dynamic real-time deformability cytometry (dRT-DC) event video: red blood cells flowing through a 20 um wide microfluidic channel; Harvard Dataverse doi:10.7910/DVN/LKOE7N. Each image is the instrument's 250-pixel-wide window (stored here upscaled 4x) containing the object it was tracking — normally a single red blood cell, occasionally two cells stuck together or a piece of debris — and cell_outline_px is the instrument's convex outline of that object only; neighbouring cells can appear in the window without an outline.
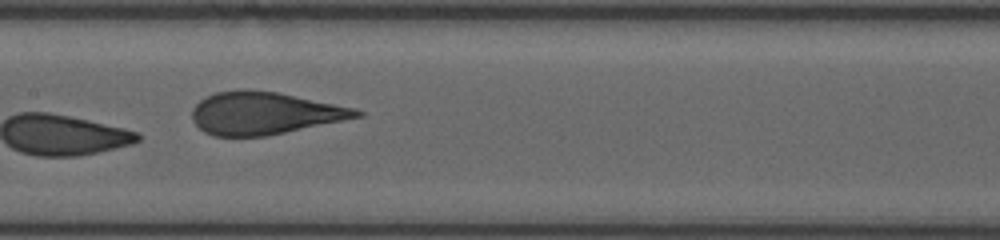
{"species": "human", "species_latin": "Homo sapiens", "temperature_condition": "room temperature", "stored_images_in_passage": 32, "camera_frame_rate_fps": 3000, "um_per_image_px": 0.085, "donor": {"sex": "female"}, "frame": {"image": 1, "passage_image": 10, "time_ms": 5.333, "image_size_px": [1000, 240], "cell_outline_px": [[364, 116], [264, 136], [212, 136], [204, 132], [192, 120], [192, 108], [200, 100], [216, 92], [244, 88], [276, 92], [356, 108], [364, 112]], "centroid_in_image_um": [22.45, 9.61], "position_along_channel_um": 184.9, "area_um2": 40.52}, "authors_computed_cell_mechanics": {"area_um2": 33.0327, "velocity_mm_per_s": 3.7733, "shape_relaxation_time_tau1_ms": 6.1221, "shape_relaxation_time_tau2_ms": null, "deformation_change_tau1": 0.1469, "deformation_change_tau2": null}}